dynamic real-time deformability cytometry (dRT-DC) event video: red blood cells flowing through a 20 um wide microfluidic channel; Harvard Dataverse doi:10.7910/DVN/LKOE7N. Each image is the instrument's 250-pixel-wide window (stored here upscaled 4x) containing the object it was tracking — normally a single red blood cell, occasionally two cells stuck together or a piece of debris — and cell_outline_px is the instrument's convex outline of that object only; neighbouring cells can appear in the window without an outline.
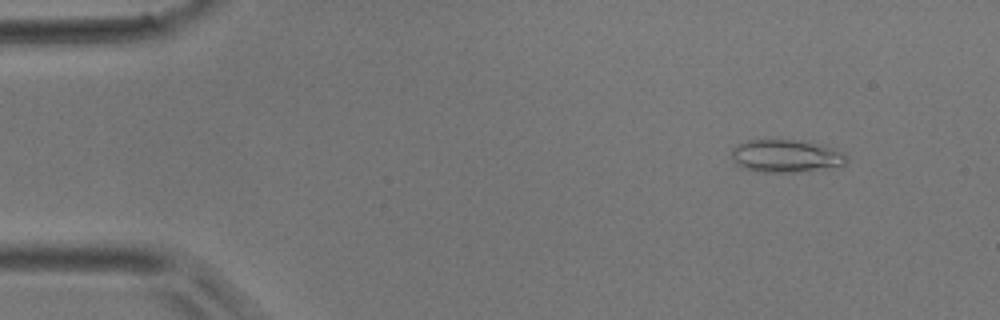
{"species": "common noctule bat (a hibernating species)", "species_latin": "Nyctalus noctula", "temperature_condition": "room temperature", "stored_images_in_passage": 4, "camera_frame_rate_fps": 3000, "um_per_image_px": 0.085, "animal": {"sex": "male", "body_mass_g": 17.9}, "frame": {"image": 1, "passage_image": 1, "time_ms": 0.0, "image_size_px": [1000, 320], "cell_outline_px": [[848, 160], [844, 164], [800, 172], [764, 172], [744, 168], [736, 164], [732, 156], [732, 148], [736, 144], [748, 140], [792, 140], [820, 144], [844, 152], [848, 156]], "centroid_in_image_um": [66.79, 13.25], "position_along_channel_um": 18.2, "area_um2": 21.73}}